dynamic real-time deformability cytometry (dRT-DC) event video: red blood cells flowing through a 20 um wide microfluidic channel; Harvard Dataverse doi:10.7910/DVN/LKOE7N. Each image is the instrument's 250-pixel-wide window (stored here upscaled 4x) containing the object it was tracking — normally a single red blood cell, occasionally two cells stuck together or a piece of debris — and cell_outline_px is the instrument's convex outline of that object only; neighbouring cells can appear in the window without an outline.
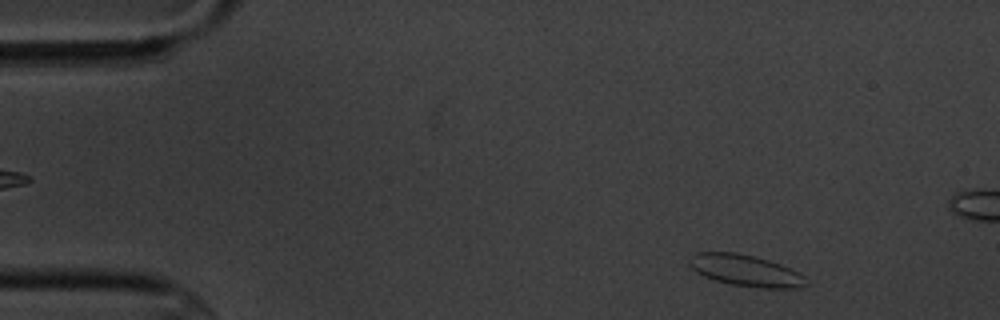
{"species": "common noctule bat (a hibernating species)", "species_latin": "Nyctalus noctula", "temperature_condition": "cold", "stored_images_in_passage": 4, "camera_frame_rate_fps": 3000, "um_per_image_px": 0.085, "animal": {"sex": "male", "body_mass_g": 20.1, "forearm_length_mm": 53.5}, "frame": {"image": 1, "passage_image": 1, "time_ms": 0.0, "image_size_px": [1000, 320], "cell_outline_px": [[808, 284], [796, 288], [760, 288], [732, 284], [716, 280], [704, 276], [696, 272], [688, 264], [688, 256], [696, 252], [736, 252], [768, 260], [780, 264], [804, 276]], "centroid_in_image_um": [63.32, 22.98], "position_along_channel_um": 21.7, "area_um2": 21.27}}
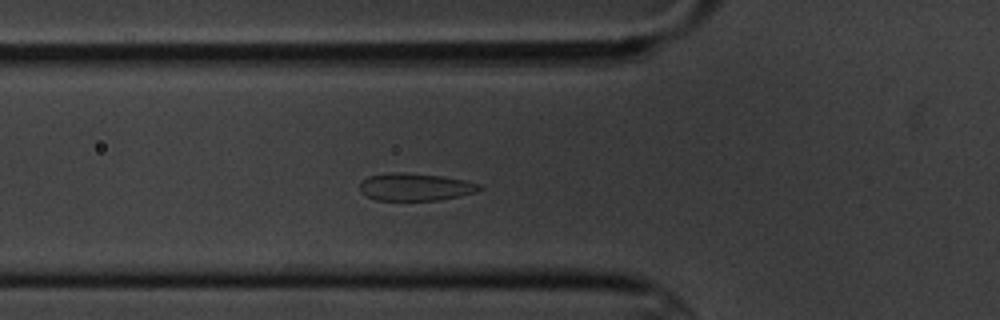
{"frame": {"image": 2, "passage_image": 4, "time_ms": 4.333, "image_size_px": [1000, 320], "cell_outline_px": [[484, 188], [476, 192], [460, 196], [436, 200], [376, 200], [360, 192], [360, 184], [368, 176], [392, 172], [408, 172], [444, 176], [464, 180], [480, 184]], "centroid_in_image_um": [35.32, 15.88], "position_along_channel_um": 90.5, "area_um2": 19.25}}